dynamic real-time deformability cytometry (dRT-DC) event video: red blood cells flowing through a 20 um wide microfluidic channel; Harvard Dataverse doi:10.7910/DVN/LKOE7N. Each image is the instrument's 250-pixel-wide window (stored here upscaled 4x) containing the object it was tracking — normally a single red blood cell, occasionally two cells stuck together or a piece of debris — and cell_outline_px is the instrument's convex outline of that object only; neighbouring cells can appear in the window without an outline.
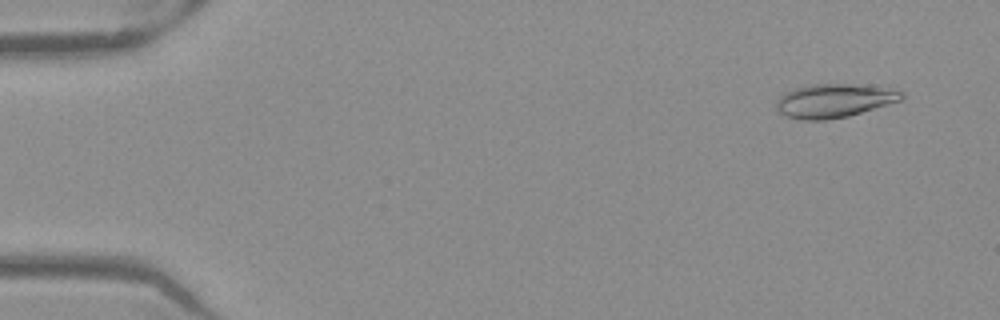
{"species": "Egyptian fruit bat (a non-hibernating species)", "species_latin": "Rousettus aegyptiacus", "temperature_condition": "warm", "stored_images_in_passage": 52, "camera_frame_rate_fps": 3000, "um_per_image_px": 0.085, "frame": {"image": 1, "passage_image": 4, "time_ms": 1.0, "image_size_px": [1000, 320], "cell_outline_px": [[904, 96], [900, 100], [888, 104], [848, 116], [824, 120], [804, 120], [784, 116], [776, 112], [776, 104], [780, 96], [784, 92], [808, 84], [888, 84], [904, 92]], "centroid_in_image_um": [70.96, 8.52], "position_along_channel_um": 14.0, "area_um2": 25.32}}
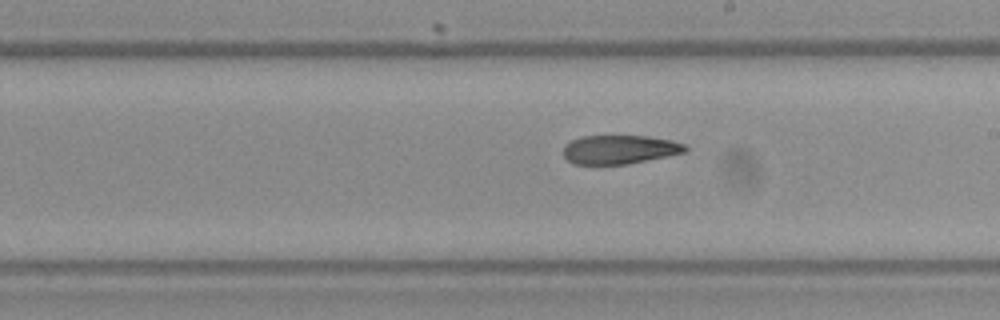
{"frame": {"image": 2, "passage_image": 30, "time_ms": 9.667, "image_size_px": [1000, 320], "cell_outline_px": [[688, 148], [684, 152], [668, 156], [628, 164], [572, 164], [564, 156], [564, 144], [580, 136], [648, 136], [672, 140], [684, 144]], "centroid_in_image_um": [52.66, 12.7], "position_along_channel_um": 236.3, "area_um2": 20.52}}
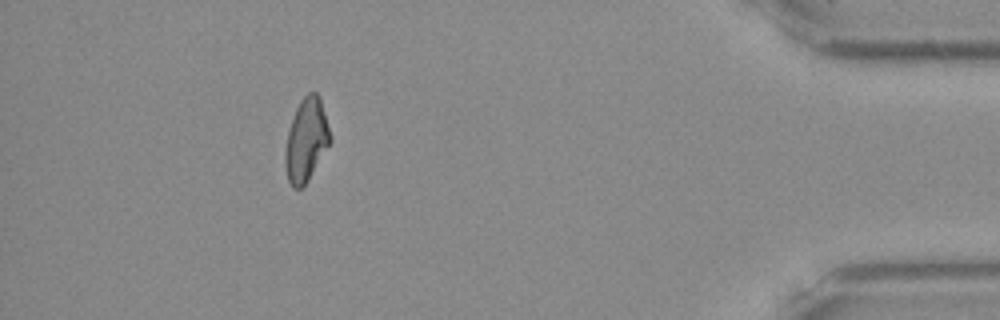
{"frame": {"image": 3, "passage_image": 47, "time_ms": 15.333, "image_size_px": [1000, 320], "cell_outline_px": [[332, 140], [308, 180], [300, 188], [292, 188], [288, 180], [284, 160], [284, 156], [288, 132], [296, 108], [300, 100], [308, 92], [316, 92], [320, 96], [332, 136]], "centroid_in_image_um": [26.05, 11.88], "position_along_channel_um": 409.2, "area_um2": 21.73}, "authors_computed_cell_mechanics": {"area_um2": 22.2241, "velocity_mm_per_s": 3.9781, "shape_relaxation_time_tau1_ms": null, "shape_relaxation_time_tau2_ms": 6.4524, "deformation_change_tau1": null, "deformation_change_tau2": 0.1636}}